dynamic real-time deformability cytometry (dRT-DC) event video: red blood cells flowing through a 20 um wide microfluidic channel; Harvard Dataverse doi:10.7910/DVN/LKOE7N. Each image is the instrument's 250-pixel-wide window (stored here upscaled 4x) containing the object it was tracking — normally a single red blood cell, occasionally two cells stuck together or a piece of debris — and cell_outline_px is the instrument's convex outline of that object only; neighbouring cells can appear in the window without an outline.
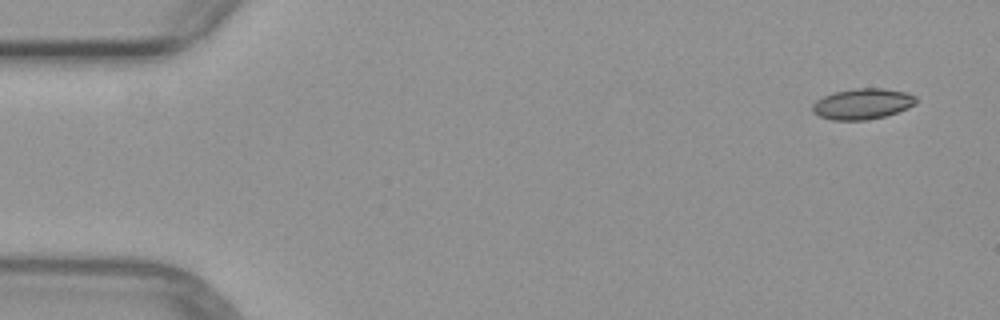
{"species": "common noctule bat (a hibernating species)", "species_latin": "Nyctalus noctula", "temperature_condition": "warm", "stored_images_in_passage": 7, "camera_frame_rate_fps": 3000, "um_per_image_px": 0.085, "animal": {"sex": "female", "body_mass_g": 29.2, "forearm_length_mm": 56.3}, "frame": {"image": 1, "passage_image": 1, "time_ms": 0.0, "image_size_px": [1000, 320], "cell_outline_px": [[916, 104], [908, 108], [884, 116], [864, 120], [832, 120], [820, 116], [812, 112], [812, 104], [816, 100], [832, 92], [856, 88], [884, 88], [908, 92], [916, 96]], "centroid_in_image_um": [73.31, 8.81], "position_along_channel_um": 11.7, "area_um2": 18.67}}
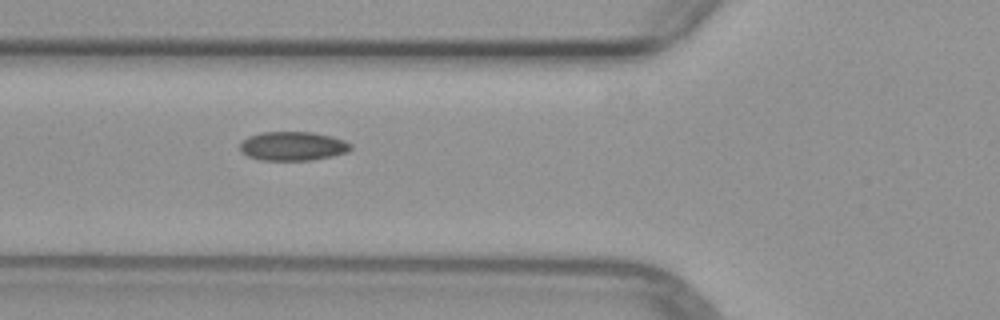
{"frame": {"image": 2, "passage_image": 5, "time_ms": 5.333, "image_size_px": [1000, 320], "cell_outline_px": [[352, 148], [348, 152], [332, 156], [312, 160], [260, 160], [248, 156], [240, 152], [240, 144], [248, 136], [260, 132], [312, 132], [332, 136], [344, 140], [352, 144]], "centroid_in_image_um": [24.9, 12.42], "position_along_channel_um": 100.9, "area_um2": 18.84}}
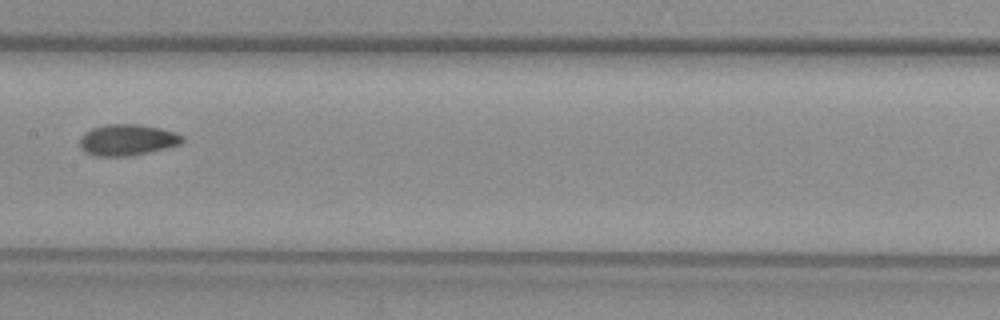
{"frame": {"image": 3, "passage_image": 7, "time_ms": 7.667, "image_size_px": [1000, 320], "cell_outline_px": [[184, 140], [180, 144], [148, 152], [128, 156], [96, 156], [84, 152], [80, 148], [80, 136], [84, 132], [92, 128], [104, 124], [140, 124], [160, 128], [176, 132], [184, 136]], "centroid_in_image_um": [10.79, 11.88], "position_along_channel_um": 196.6, "area_um2": 18.79}}